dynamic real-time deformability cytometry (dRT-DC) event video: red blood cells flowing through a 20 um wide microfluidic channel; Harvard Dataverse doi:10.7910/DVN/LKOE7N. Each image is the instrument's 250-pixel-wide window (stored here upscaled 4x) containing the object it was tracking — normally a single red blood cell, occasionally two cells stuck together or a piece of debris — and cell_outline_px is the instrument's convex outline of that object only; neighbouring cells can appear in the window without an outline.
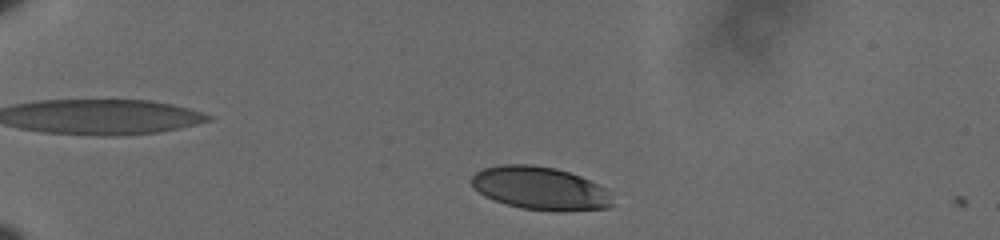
{"species": "human", "species_latin": "Homo sapiens", "temperature_condition": "cold", "stored_images_in_passage": 44, "camera_frame_rate_fps": 3000, "um_per_image_px": 0.085, "donor": {"sex": "male"}, "frame": {"image": 1, "passage_image": 4, "time_ms": 1.0, "image_size_px": [1000, 240], "cell_outline_px": [[616, 204], [608, 208], [568, 212], [556, 212], [520, 208], [504, 204], [492, 200], [484, 196], [472, 188], [472, 176], [476, 172], [484, 168], [500, 164], [532, 164], [556, 168], [580, 176], [600, 184], [604, 188]], "centroid_in_image_um": [45.92, 16.02], "position_along_channel_um": 39.1, "area_um2": 36.07}}
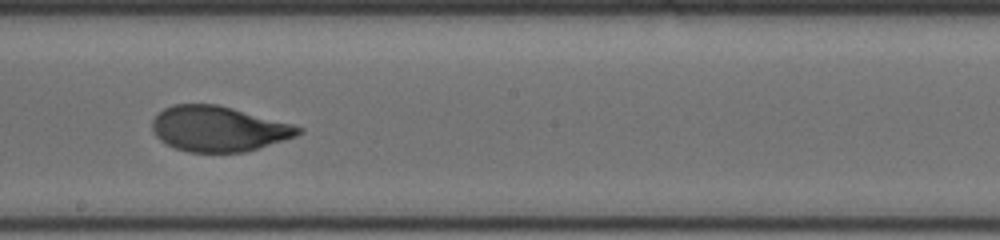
{"frame": {"image": 2, "passage_image": 26, "time_ms": 8.333, "image_size_px": [1000, 240], "cell_outline_px": [[304, 132], [296, 136], [244, 152], [188, 152], [176, 148], [160, 140], [156, 136], [152, 128], [152, 120], [164, 108], [172, 104], [216, 104], [232, 108], [292, 124], [304, 128]], "centroid_in_image_um": [18.56, 10.94], "position_along_channel_um": 229.6, "area_um2": 38.26}}
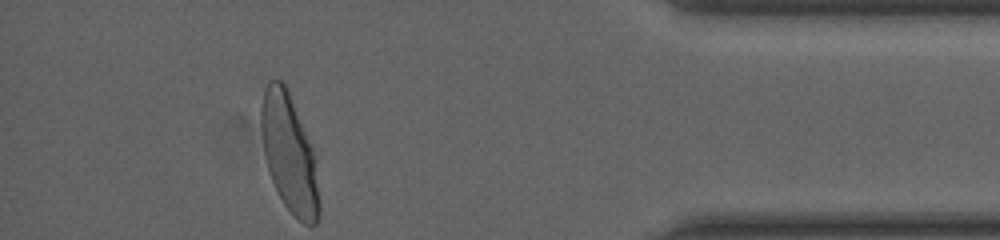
{"frame": {"image": 3, "passage_image": 44, "time_ms": 14.333, "image_size_px": [1000, 240], "cell_outline_px": [[320, 216], [316, 224], [304, 224], [284, 204], [272, 180], [268, 168], [264, 152], [260, 124], [260, 108], [264, 92], [268, 80], [280, 80], [288, 88], [312, 148], [320, 204]], "centroid_in_image_um": [24.57, 13.02], "position_along_channel_um": 410.6, "area_um2": 39.19}, "authors_computed_cell_mechanics": {"area_um2": 38.9572, "velocity_mm_per_s": 3.5935, "shape_relaxation_time_tau1_ms": 3.811, "shape_relaxation_time_tau2_ms": null, "deformation_change_tau1": 0.1778, "deformation_change_tau2": null}}